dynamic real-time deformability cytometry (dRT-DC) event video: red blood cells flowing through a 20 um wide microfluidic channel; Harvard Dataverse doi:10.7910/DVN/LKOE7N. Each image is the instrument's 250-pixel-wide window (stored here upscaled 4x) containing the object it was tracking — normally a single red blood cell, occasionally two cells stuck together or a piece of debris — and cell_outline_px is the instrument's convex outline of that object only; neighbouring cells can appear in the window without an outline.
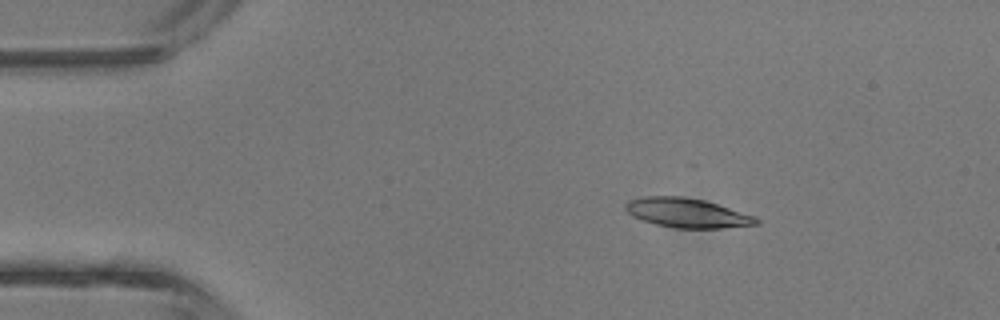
{"species": "common noctule bat (a hibernating species)", "species_latin": "Nyctalus noctula", "temperature_condition": "room temperature", "stored_images_in_passage": 42, "camera_frame_rate_fps": 3000, "um_per_image_px": 0.085, "animal": {"sex": "male", "body_mass_g": 13.3}, "frame": {"image": 1, "passage_image": 6, "time_ms": 1.667, "image_size_px": [1000, 320], "cell_outline_px": [[760, 224], [720, 228], [676, 228], [656, 224], [632, 216], [624, 208], [624, 204], [628, 200], [640, 196], [680, 196], [704, 200], [756, 216], [760, 220]], "centroid_in_image_um": [58.39, 18.09], "position_along_channel_um": 26.6, "area_um2": 22.43}}
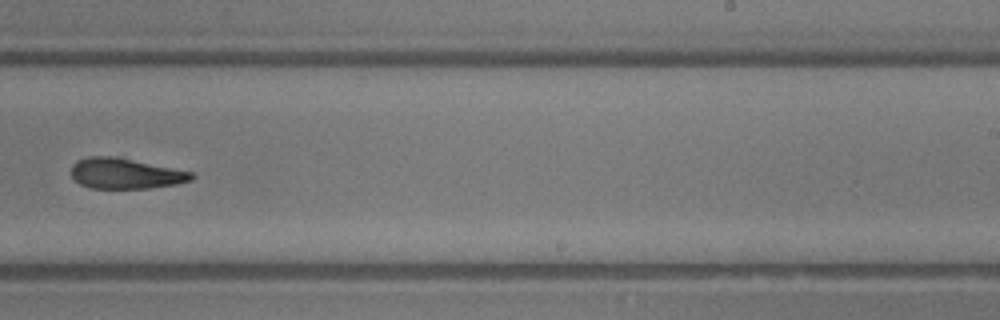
{"frame": {"image": 2, "passage_image": 26, "time_ms": 8.333, "image_size_px": [1000, 320], "cell_outline_px": [[196, 176], [192, 180], [176, 184], [148, 188], [88, 188], [80, 184], [72, 176], [72, 164], [76, 160], [88, 156], [120, 156], [192, 172]], "centroid_in_image_um": [10.66, 14.73], "position_along_channel_um": 278.3, "area_um2": 21.68}}
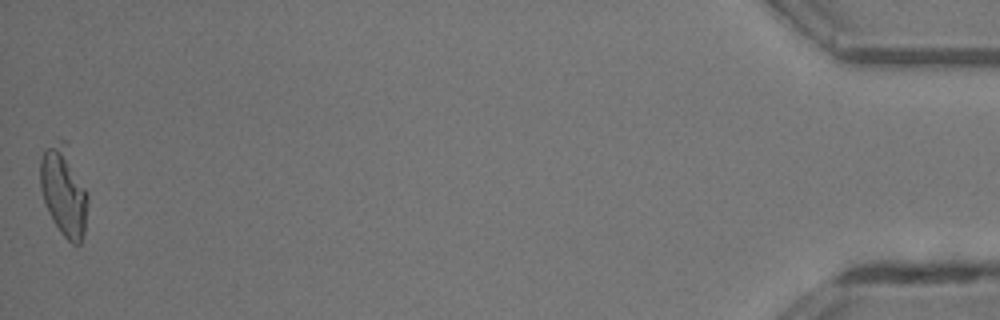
{"frame": {"image": 3, "passage_image": 42, "time_ms": 13.667, "image_size_px": [1000, 320], "cell_outline_px": [[88, 204], [84, 232], [80, 244], [72, 244], [60, 232], [52, 220], [48, 212], [40, 188], [40, 160], [44, 152], [48, 148], [60, 140], [64, 140], [88, 192]], "centroid_in_image_um": [5.44, 16.3], "position_along_channel_um": 429.8, "area_um2": 24.62}, "authors_computed_cell_mechanics": {"area_um2": 22.5998, "velocity_mm_per_s": 4.7457, "shape_relaxation_time_tau1_ms": null, "shape_relaxation_time_tau2_ms": 4.0041, "deformation_change_tau1": null, "deformation_change_tau2": 0.1425}}